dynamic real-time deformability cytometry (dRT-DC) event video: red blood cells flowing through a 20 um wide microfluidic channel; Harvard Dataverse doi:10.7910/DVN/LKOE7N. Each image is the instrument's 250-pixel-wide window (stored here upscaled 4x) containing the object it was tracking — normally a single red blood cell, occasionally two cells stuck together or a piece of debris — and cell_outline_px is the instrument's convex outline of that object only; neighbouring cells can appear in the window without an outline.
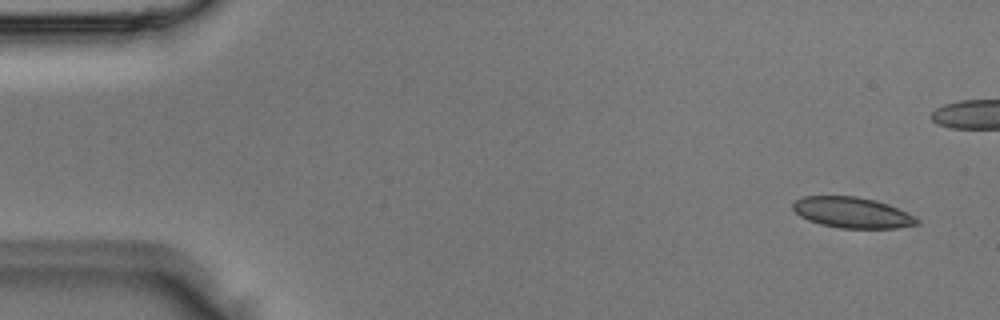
{"species": "Egyptian fruit bat (a non-hibernating species)", "species_latin": "Rousettus aegyptiacus", "temperature_condition": "room temperature", "stored_images_in_passage": 3, "camera_frame_rate_fps": 3000, "um_per_image_px": 0.085, "animal": {"sex": "male"}, "frame": {"image": 1, "passage_image": 1, "time_ms": 0.0, "image_size_px": [1000, 320], "cell_outline_px": [[920, 224], [896, 228], [840, 228], [820, 224], [808, 220], [800, 216], [792, 208], [792, 204], [796, 200], [804, 196], [856, 196], [876, 200], [888, 204], [920, 220]], "centroid_in_image_um": [72.41, 18.07], "position_along_channel_um": 12.6, "area_um2": 22.14}}